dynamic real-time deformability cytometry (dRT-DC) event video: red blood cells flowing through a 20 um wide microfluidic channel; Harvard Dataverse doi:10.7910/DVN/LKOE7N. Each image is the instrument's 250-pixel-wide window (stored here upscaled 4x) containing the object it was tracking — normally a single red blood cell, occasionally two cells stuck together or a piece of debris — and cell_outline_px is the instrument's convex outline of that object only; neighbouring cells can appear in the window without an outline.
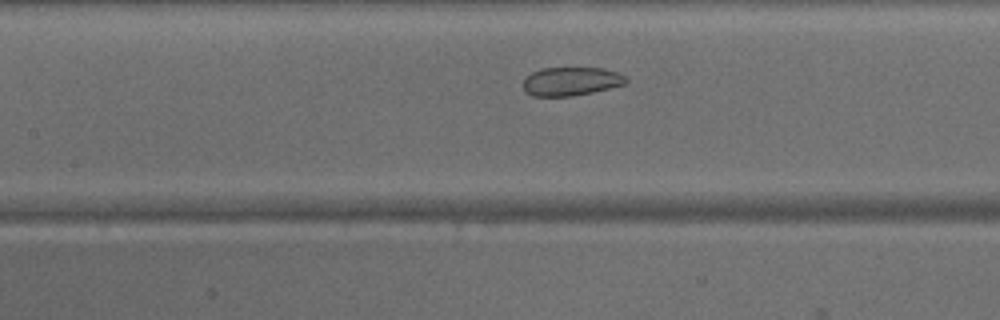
{"species": "common noctule bat (a hibernating species)", "species_latin": "Nyctalus noctula", "temperature_condition": "warm", "stored_images_in_passage": 37, "camera_frame_rate_fps": 3000, "um_per_image_px": 0.085, "animal": {"sex": "male", "body_mass_g": 15.6}, "frame": {"image": 1, "passage_image": 11, "time_ms": 3.333, "image_size_px": [1000, 320], "cell_outline_px": [[628, 84], [592, 92], [572, 96], [532, 96], [524, 92], [524, 80], [532, 72], [540, 68], [604, 68], [616, 72], [624, 76], [628, 80]], "centroid_in_image_um": [48.55, 6.92], "position_along_channel_um": 158.9, "area_um2": 17.17}}
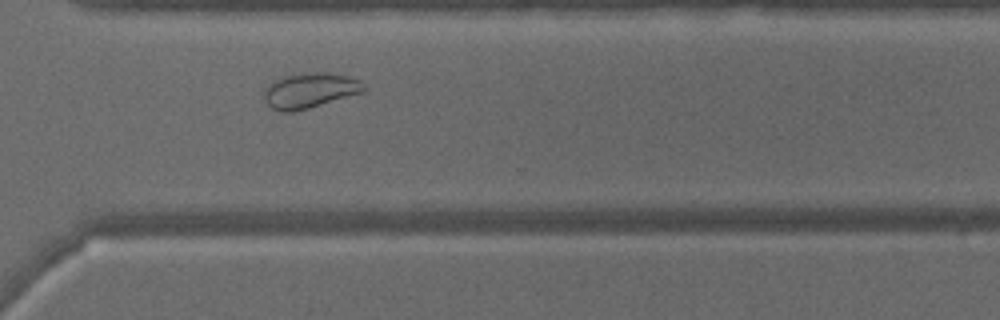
{"frame": {"image": 2, "passage_image": 24, "time_ms": 7.667, "image_size_px": [1000, 320], "cell_outline_px": [[368, 88], [364, 92], [308, 108], [292, 112], [280, 112], [272, 108], [264, 100], [264, 88], [272, 80], [280, 76], [312, 72], [324, 72], [348, 76], [360, 80]], "centroid_in_image_um": [26.32, 7.68], "position_along_channel_um": 344.3, "area_um2": 20.69}}
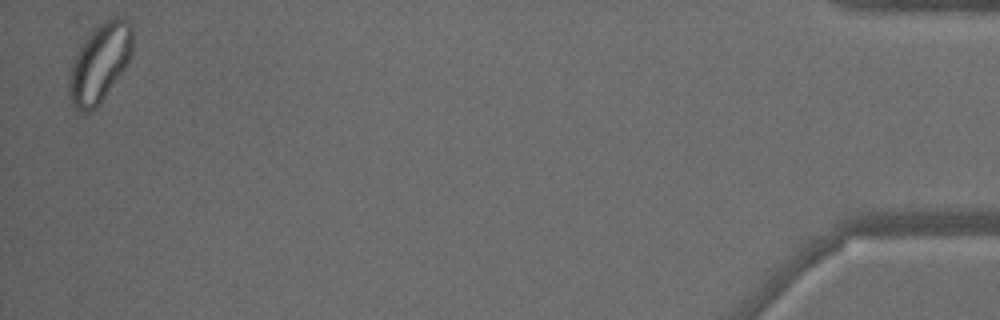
{"frame": {"image": 3, "passage_image": 36, "time_ms": 11.667, "image_size_px": [1000, 320], "cell_outline_px": [[132, 52], [124, 68], [100, 104], [96, 108], [88, 112], [80, 112], [72, 104], [68, 96], [68, 76], [72, 60], [80, 44], [104, 20], [116, 16], [128, 20], [132, 24]], "centroid_in_image_um": [8.45, 5.36], "position_along_channel_um": 426.8, "area_um2": 29.13}}